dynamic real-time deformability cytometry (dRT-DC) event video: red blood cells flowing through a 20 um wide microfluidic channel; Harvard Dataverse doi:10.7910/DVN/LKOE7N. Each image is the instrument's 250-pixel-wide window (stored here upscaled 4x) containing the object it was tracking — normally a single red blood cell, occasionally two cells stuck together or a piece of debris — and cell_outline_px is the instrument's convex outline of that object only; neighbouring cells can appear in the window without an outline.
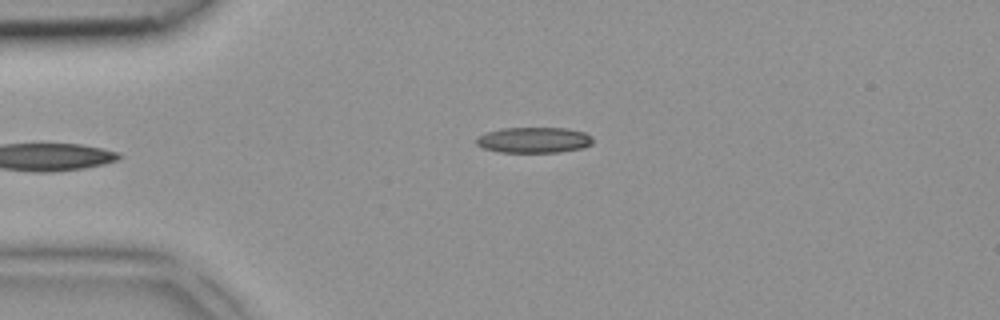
{"species": "common noctule bat (a hibernating species)", "species_latin": "Nyctalus noctula", "temperature_condition": "room temperature", "stored_images_in_passage": 4, "camera_frame_rate_fps": 3000, "um_per_image_px": 0.085, "animal": {"sex": "female", "body_mass_g": 18.4}, "frame": {"image": 1, "passage_image": 4, "time_ms": 1.0, "image_size_px": [1000, 320], "cell_outline_px": [[592, 144], [580, 148], [560, 152], [500, 152], [484, 148], [476, 144], [476, 136], [500, 128], [568, 128], [584, 132], [592, 136]], "centroid_in_image_um": [45.37, 11.89], "position_along_channel_um": 39.6, "area_um2": 17.46}}